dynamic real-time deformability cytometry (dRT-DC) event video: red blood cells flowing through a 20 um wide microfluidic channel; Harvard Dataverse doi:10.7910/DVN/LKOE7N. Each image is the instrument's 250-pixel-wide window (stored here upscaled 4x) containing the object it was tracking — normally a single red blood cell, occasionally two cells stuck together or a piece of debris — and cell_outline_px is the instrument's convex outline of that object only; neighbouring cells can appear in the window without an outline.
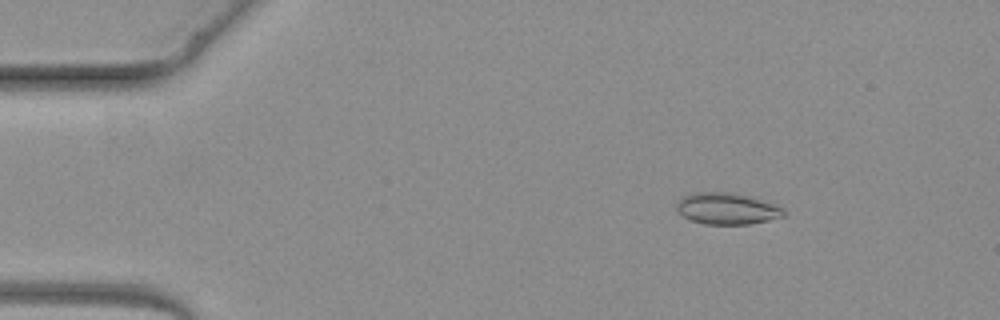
{"species": "common noctule bat (a hibernating species)", "species_latin": "Nyctalus noctula", "temperature_condition": "warm", "stored_images_in_passage": 3, "camera_frame_rate_fps": 3000, "um_per_image_px": 0.085, "animal": {"sex": "female", "body_mass_g": 19.3, "forearm_length_mm": 54.1}, "frame": {"image": 1, "passage_image": 2, "time_ms": 1.333, "image_size_px": [1000, 320], "cell_outline_px": [[784, 216], [768, 220], [748, 224], [704, 224], [692, 220], [684, 216], [676, 208], [676, 204], [684, 196], [696, 192], [732, 192], [752, 196], [776, 204], [784, 208]], "centroid_in_image_um": [61.83, 17.72], "position_along_channel_um": 23.2, "area_um2": 19.65}}